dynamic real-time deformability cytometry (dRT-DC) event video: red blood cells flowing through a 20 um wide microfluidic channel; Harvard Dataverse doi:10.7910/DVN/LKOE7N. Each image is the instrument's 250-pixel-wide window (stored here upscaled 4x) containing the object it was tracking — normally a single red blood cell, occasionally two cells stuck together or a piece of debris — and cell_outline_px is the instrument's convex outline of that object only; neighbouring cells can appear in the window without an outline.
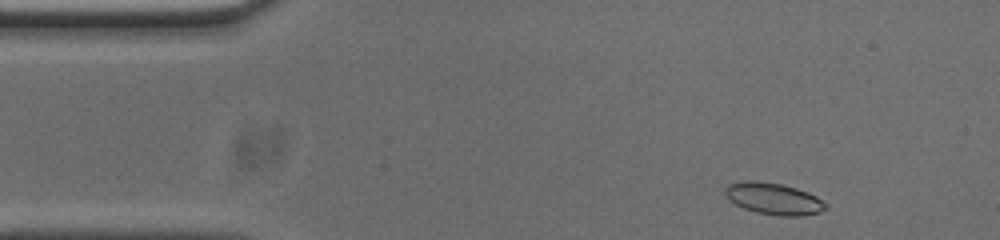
{"species": "common noctule bat (a hibernating species)", "species_latin": "Nyctalus noctula", "temperature_condition": "cold", "stored_images_in_passage": 49, "camera_frame_rate_fps": 3000, "um_per_image_px": 0.085, "animal": {"sex": "male", "body_mass_g": 20.0, "forearm_length_mm": 53.3}, "frame": {"image": 1, "passage_image": 2, "time_ms": 0.333, "image_size_px": [1000, 240], "cell_outline_px": [[828, 208], [820, 212], [804, 216], [780, 216], [756, 212], [744, 208], [728, 200], [724, 196], [724, 188], [728, 184], [748, 180], [752, 180], [780, 184], [796, 188], [808, 192], [816, 196], [828, 204]], "centroid_in_image_um": [65.76, 16.9], "position_along_channel_um": 19.2, "area_um2": 18.73}}
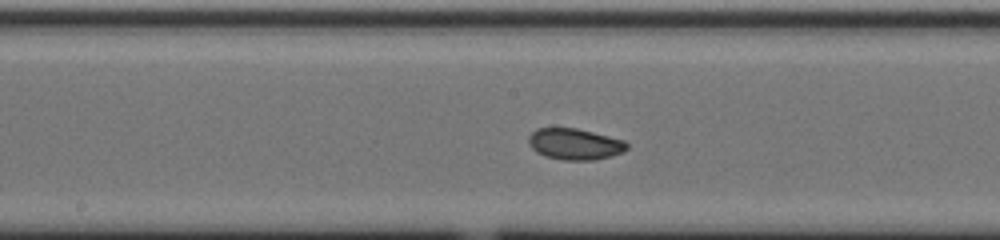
{"frame": {"image": 2, "passage_image": 22, "time_ms": 7.0, "image_size_px": [1000, 240], "cell_outline_px": [[628, 148], [624, 152], [596, 160], [564, 160], [544, 156], [536, 152], [528, 144], [528, 136], [536, 128], [576, 128], [624, 140], [628, 144]], "centroid_in_image_um": [48.84, 12.25], "position_along_channel_um": 199.4, "area_um2": 17.98}}
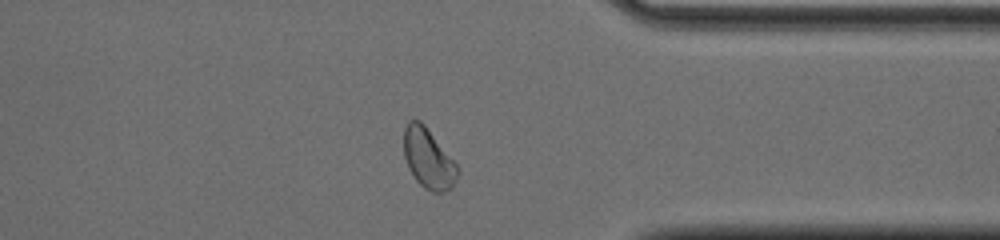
{"frame": {"image": 3, "passage_image": 37, "time_ms": 12.0, "image_size_px": [1000, 240], "cell_outline_px": [[460, 172], [452, 188], [448, 192], [432, 192], [424, 188], [416, 180], [408, 168], [404, 156], [404, 128], [408, 120], [420, 120], [424, 124], [460, 168]], "centroid_in_image_um": [36.42, 13.5], "position_along_channel_um": 375.0, "area_um2": 18.96}, "authors_computed_cell_mechanics": {"area_um2": 18.207, "velocity_mm_per_s": 3.7277, "shape_relaxation_time_tau1_ms": 2.7632, "shape_relaxation_time_tau2_ms": 3.0645, "deformation_change_tau1": 0.0638, "deformation_change_tau2": 0.0583}}